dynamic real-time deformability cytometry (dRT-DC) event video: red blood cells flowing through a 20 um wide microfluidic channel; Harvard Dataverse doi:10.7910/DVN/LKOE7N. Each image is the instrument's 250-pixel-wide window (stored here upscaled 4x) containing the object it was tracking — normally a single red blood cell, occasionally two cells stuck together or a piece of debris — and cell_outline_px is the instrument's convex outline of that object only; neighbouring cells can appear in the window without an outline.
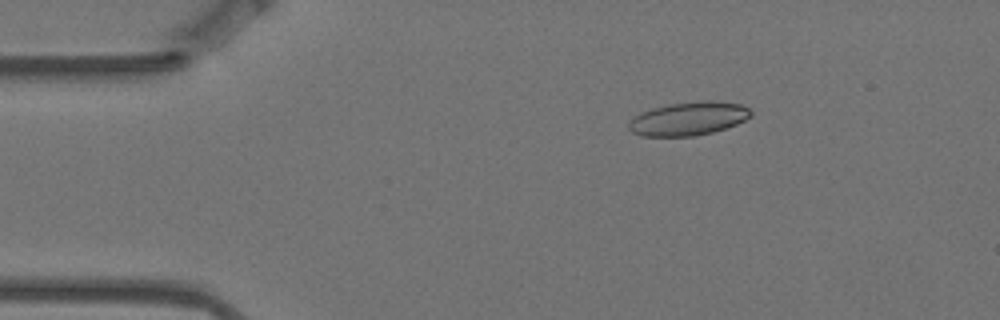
{"species": "Egyptian fruit bat (a non-hibernating species)", "species_latin": "Rousettus aegyptiacus", "temperature_condition": "warm", "stored_images_in_passage": 4, "camera_frame_rate_fps": 3000, "um_per_image_px": 0.085, "animal": {"sex": "female"}, "frame": {"image": 1, "passage_image": 2, "time_ms": 0.333, "image_size_px": [1000, 320], "cell_outline_px": [[752, 116], [736, 124], [712, 132], [696, 136], [640, 136], [632, 132], [628, 128], [628, 124], [636, 116], [652, 108], [668, 104], [704, 100], [716, 100], [740, 104], [748, 108], [752, 112]], "centroid_in_image_um": [58.54, 10.08], "position_along_channel_um": 26.5, "area_um2": 23.76}}